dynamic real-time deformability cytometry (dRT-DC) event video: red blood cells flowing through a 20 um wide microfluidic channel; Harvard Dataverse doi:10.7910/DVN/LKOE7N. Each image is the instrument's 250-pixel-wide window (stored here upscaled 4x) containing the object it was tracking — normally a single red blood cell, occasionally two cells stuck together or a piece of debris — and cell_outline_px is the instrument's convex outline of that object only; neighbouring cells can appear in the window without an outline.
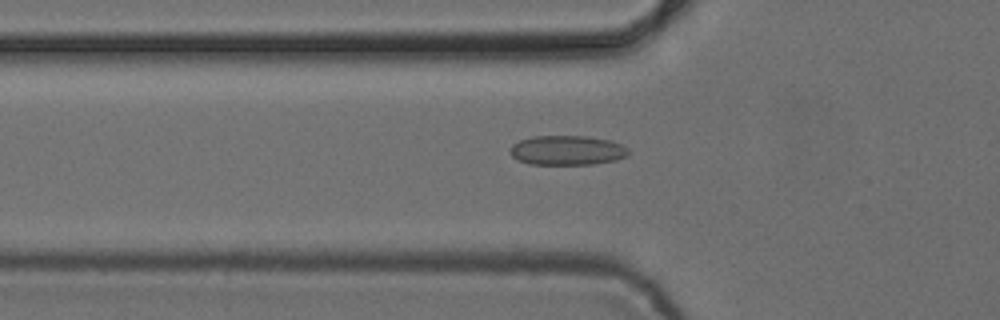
{"species": "common noctule bat (a hibernating species)", "species_latin": "Nyctalus noctula", "temperature_condition": "cold", "stored_images_in_passage": 52, "camera_frame_rate_fps": 3000, "um_per_image_px": 0.085, "animal": {"sex": "female", "body_mass_g": 24.6, "forearm_length_mm": 56.2}, "frame": {"image": 1, "passage_image": 17, "time_ms": 5.333, "image_size_px": [1000, 320], "cell_outline_px": [[628, 156], [616, 160], [592, 164], [528, 164], [516, 160], [512, 156], [508, 148], [512, 144], [520, 140], [532, 136], [588, 136], [612, 140], [628, 148]], "centroid_in_image_um": [48.18, 12.77], "position_along_channel_um": 77.6, "area_um2": 20.63}}
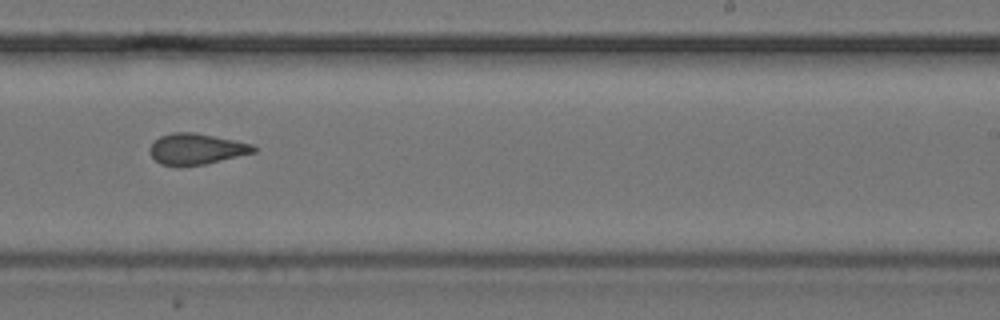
{"frame": {"image": 2, "passage_image": 32, "time_ms": 10.333, "image_size_px": [1000, 320], "cell_outline_px": [[256, 152], [204, 164], [180, 168], [176, 168], [160, 164], [148, 152], [148, 148], [160, 136], [172, 132], [196, 132], [236, 140], [252, 144], [256, 148]], "centroid_in_image_um": [16.65, 12.68], "position_along_channel_um": 272.3, "area_um2": 19.13}}
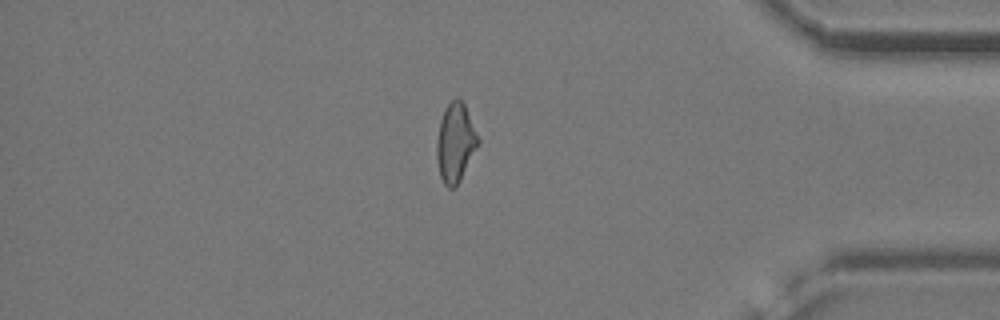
{"frame": {"image": 3, "passage_image": 44, "time_ms": 14.333, "image_size_px": [1000, 320], "cell_outline_px": [[480, 144], [460, 180], [452, 188], [448, 188], [444, 184], [440, 176], [436, 156], [436, 144], [440, 120], [444, 108], [456, 96], [460, 96], [464, 104], [480, 140]], "centroid_in_image_um": [38.71, 12.1], "position_along_channel_um": 396.5, "area_um2": 19.13}, "authors_computed_cell_mechanics": {"area_um2": 19.1318, "velocity_mm_per_s": 3.8759, "shape_relaxation_time_tau1_ms": null, "shape_relaxation_time_tau2_ms": 2.0116, "deformation_change_tau1": null, "deformation_change_tau2": 0.0906}}